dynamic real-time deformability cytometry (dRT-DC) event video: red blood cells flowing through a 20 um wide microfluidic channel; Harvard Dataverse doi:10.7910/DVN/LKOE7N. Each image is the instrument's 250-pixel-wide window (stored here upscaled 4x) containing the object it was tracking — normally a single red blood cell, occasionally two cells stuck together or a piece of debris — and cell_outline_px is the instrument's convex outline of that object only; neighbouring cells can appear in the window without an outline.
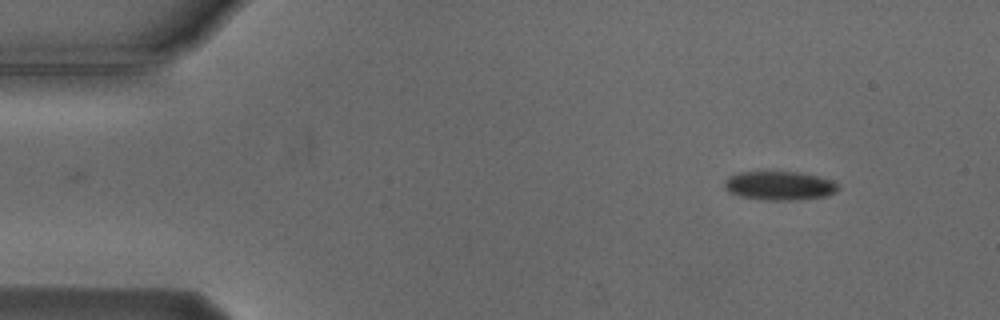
{"species": "Egyptian fruit bat (a non-hibernating species)", "species_latin": "Rousettus aegyptiacus", "temperature_condition": "cold", "stored_images_in_passage": 4, "camera_frame_rate_fps": 3000, "um_per_image_px": 0.085, "animal": {"sex": "male"}, "frame": {"image": 1, "passage_image": 1, "time_ms": 0.0, "image_size_px": [1000, 320], "cell_outline_px": [[840, 188], [836, 192], [824, 196], [792, 200], [764, 200], [740, 196], [728, 192], [724, 188], [724, 180], [728, 176], [740, 172], [796, 172], [820, 176], [832, 180], [840, 184]], "centroid_in_image_um": [66.25, 15.78], "position_along_channel_um": 18.7, "area_um2": 19.25}}
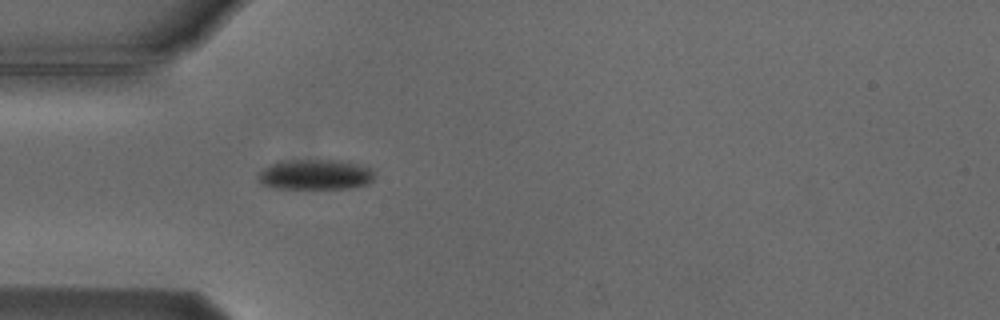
{"frame": {"image": 2, "passage_image": 4, "time_ms": 3.333, "image_size_px": [1000, 320], "cell_outline_px": [[372, 180], [368, 184], [348, 188], [276, 188], [260, 184], [256, 180], [256, 176], [268, 164], [280, 160], [336, 160], [368, 168], [372, 172]], "centroid_in_image_um": [26.67, 14.84], "position_along_channel_um": 58.3, "area_um2": 20.35}}